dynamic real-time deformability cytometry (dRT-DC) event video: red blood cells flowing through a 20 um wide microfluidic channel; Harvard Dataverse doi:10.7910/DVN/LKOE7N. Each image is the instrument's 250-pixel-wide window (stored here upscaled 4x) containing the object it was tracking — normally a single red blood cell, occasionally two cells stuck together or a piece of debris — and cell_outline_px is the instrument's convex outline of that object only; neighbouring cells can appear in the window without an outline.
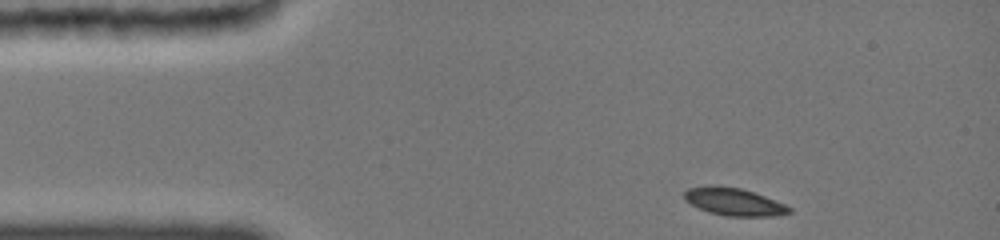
{"species": "common noctule bat (a hibernating species)", "species_latin": "Nyctalus noctula", "temperature_condition": "cold", "stored_images_in_passage": 7, "camera_frame_rate_fps": 3000, "um_per_image_px": 0.085, "animal": {"sex": "female", "body_mass_g": 19.0, "forearm_length_mm": 51.5}, "frame": {"image": 1, "passage_image": 1, "time_ms": 0.0, "image_size_px": [1000, 240], "cell_outline_px": [[792, 212], [776, 216], [724, 216], [700, 208], [684, 200], [684, 192], [688, 188], [708, 184], [720, 184], [740, 188], [764, 196], [784, 204], [792, 208]], "centroid_in_image_um": [62.36, 17.13], "position_along_channel_um": 22.6, "area_um2": 16.94}}
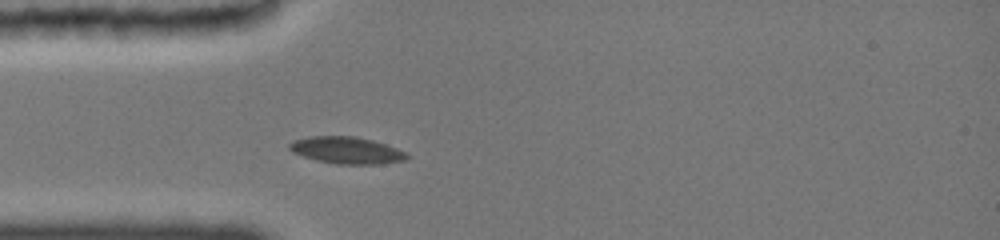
{"frame": {"image": 2, "passage_image": 7, "time_ms": 2.333, "image_size_px": [1000, 240], "cell_outline_px": [[408, 160], [380, 164], [336, 164], [316, 160], [292, 152], [288, 148], [288, 144], [296, 140], [312, 136], [352, 136], [372, 140], [408, 152]], "centroid_in_image_um": [29.49, 12.78], "position_along_channel_um": 55.5, "area_um2": 18.32}}